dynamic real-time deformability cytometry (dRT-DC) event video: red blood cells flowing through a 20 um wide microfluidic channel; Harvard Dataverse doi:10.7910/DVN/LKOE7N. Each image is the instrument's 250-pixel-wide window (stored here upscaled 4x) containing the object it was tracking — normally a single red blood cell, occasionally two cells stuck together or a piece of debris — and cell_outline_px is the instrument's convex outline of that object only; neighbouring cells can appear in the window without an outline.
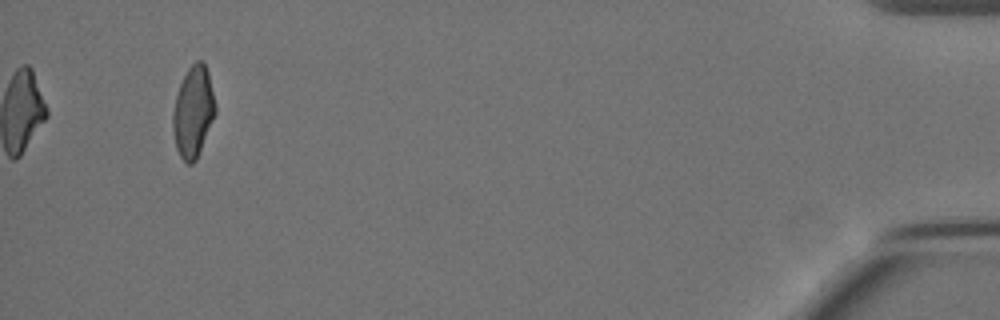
{"species": "Egyptian fruit bat (a non-hibernating species)", "species_latin": "Rousettus aegyptiacus", "temperature_condition": "cold", "stored_images_in_passage": 14, "camera_frame_rate_fps": 3000, "um_per_image_px": 0.085, "animal": {"sex": "female"}, "frame": {"image": 1, "passage_image": 14, "time_ms": 16.333, "image_size_px": [1000, 320], "cell_outline_px": [[216, 112], [196, 160], [192, 164], [184, 164], [176, 148], [172, 132], [172, 112], [176, 96], [180, 84], [188, 68], [196, 60], [200, 60], [204, 64], [208, 72], [216, 104]], "centroid_in_image_um": [16.41, 9.53], "position_along_channel_um": 418.8, "area_um2": 22.6}}